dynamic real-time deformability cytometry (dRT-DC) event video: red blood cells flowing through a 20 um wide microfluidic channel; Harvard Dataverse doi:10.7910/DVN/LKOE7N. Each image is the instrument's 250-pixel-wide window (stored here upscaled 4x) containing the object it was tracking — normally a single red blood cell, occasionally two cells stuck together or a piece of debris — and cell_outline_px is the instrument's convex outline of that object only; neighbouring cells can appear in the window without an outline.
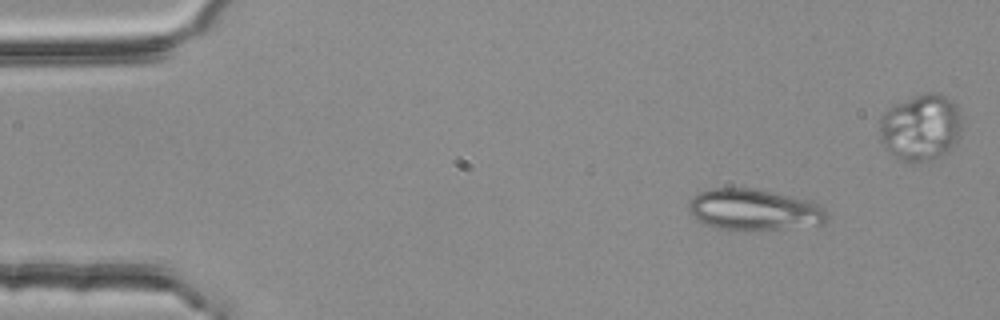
{"species": "common noctule bat (a hibernating species)", "species_latin": "Nyctalus noctula", "temperature_condition": "room temperature", "stored_images_in_passage": 4, "camera_frame_rate_fps": 3000, "um_per_image_px": 0.085, "animal": {"sex": "female", "body_mass_g": 25.1}, "frame": {"image": 1, "passage_image": 1, "time_ms": 0.0, "image_size_px": [1000, 320], "cell_outline_px": [[828, 220], [824, 224], [780, 228], [720, 228], [708, 224], [700, 220], [688, 208], [688, 204], [692, 196], [700, 192], [712, 188], [752, 188], [812, 200], [824, 208], [828, 212]], "centroid_in_image_um": [64.17, 17.78], "position_along_channel_um": 20.8, "area_um2": 32.43}}
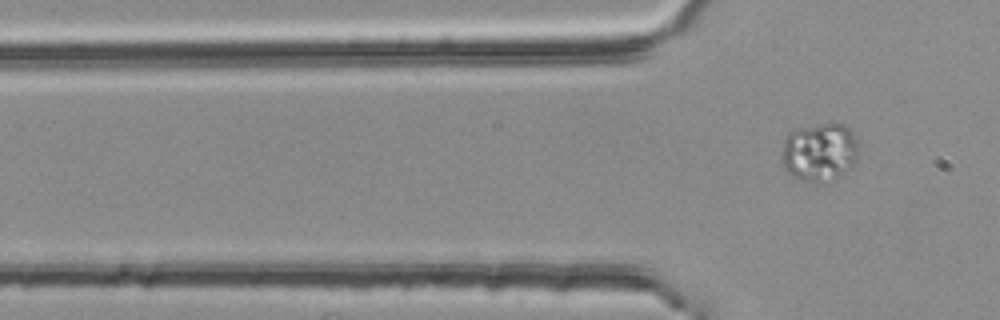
{"frame": {"image": 2, "passage_image": 4, "time_ms": 1.0, "image_size_px": [1000, 320], "cell_outline_px": [[856, 156], [852, 164], [836, 176], [816, 180], [800, 180], [788, 172], [784, 168], [784, 140], [792, 132], [800, 128], [824, 124], [844, 124], [852, 132], [856, 140]], "centroid_in_image_um": [69.64, 12.88], "position_along_channel_um": 56.2, "area_um2": 24.51}}